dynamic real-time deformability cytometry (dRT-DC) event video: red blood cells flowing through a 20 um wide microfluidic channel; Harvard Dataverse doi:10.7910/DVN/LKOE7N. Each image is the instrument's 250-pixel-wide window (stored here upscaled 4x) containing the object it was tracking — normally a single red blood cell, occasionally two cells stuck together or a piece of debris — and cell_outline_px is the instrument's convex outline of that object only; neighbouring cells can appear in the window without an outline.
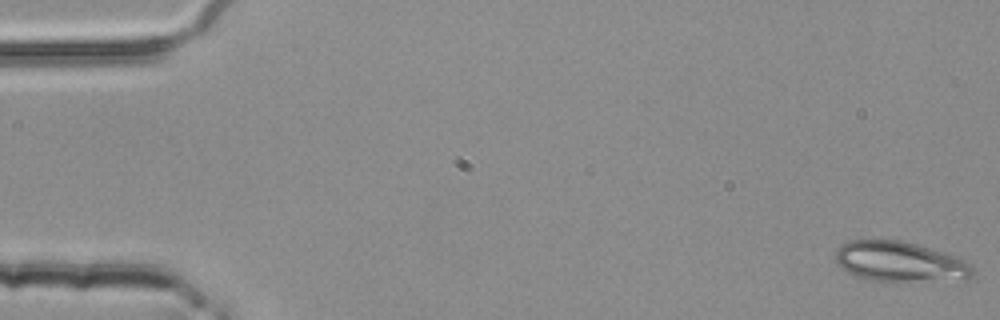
{"species": "common noctule bat (a hibernating species)", "species_latin": "Nyctalus noctula", "temperature_condition": "room temperature", "stored_images_in_passage": 38, "camera_frame_rate_fps": 3000, "um_per_image_px": 0.085, "animal": {"sex": "female", "body_mass_g": 25.1}, "frame": {"image": 1, "passage_image": 1, "time_ms": 0.0, "image_size_px": [1000, 320], "cell_outline_px": [[972, 276], [968, 280], [868, 280], [856, 276], [836, 264], [836, 248], [852, 240], [900, 240], [916, 244], [960, 256], [972, 264]], "centroid_in_image_um": [76.54, 22.23], "position_along_channel_um": 8.5, "area_um2": 32.02}}
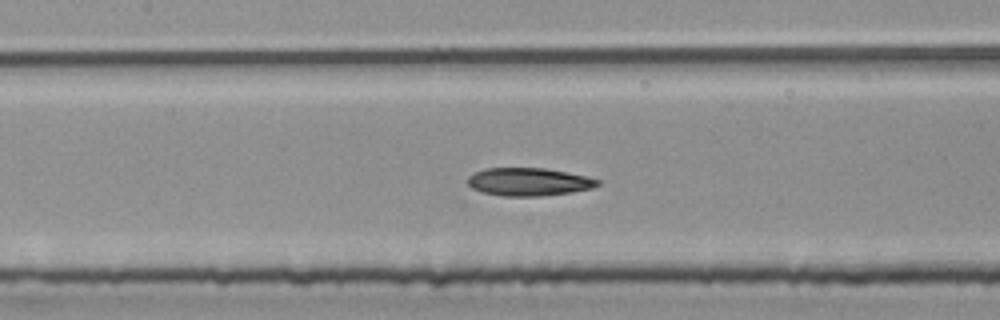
{"frame": {"image": 2, "passage_image": 25, "time_ms": 8.0, "image_size_px": [1000, 320], "cell_outline_px": [[600, 184], [592, 188], [572, 192], [536, 196], [500, 196], [484, 192], [472, 188], [468, 184], [468, 176], [472, 172], [484, 168], [544, 168], [568, 172], [600, 180]], "centroid_in_image_um": [44.91, 15.45], "position_along_channel_um": 162.5, "area_um2": 21.15}}
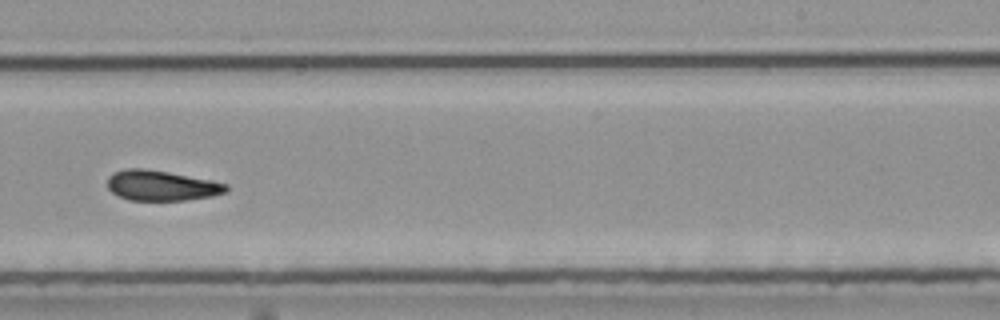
{"frame": {"image": 3, "passage_image": 34, "time_ms": 11.0, "image_size_px": [1000, 320], "cell_outline_px": [[228, 192], [212, 196], [188, 200], [128, 200], [112, 192], [108, 188], [108, 176], [112, 172], [124, 168], [144, 168], [168, 172], [228, 184]], "centroid_in_image_um": [13.7, 15.77], "position_along_channel_um": 275.3, "area_um2": 20.92}}